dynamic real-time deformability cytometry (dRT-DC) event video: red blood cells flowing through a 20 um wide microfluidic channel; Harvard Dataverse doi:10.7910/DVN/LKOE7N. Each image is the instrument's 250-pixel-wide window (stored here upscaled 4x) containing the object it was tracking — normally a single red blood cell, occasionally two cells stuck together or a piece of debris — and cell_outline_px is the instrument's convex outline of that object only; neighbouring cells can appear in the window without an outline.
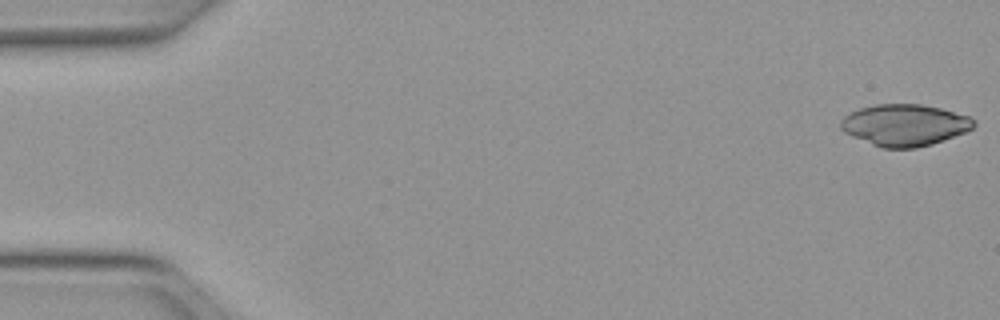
{"species": "Egyptian fruit bat (a non-hibernating species)", "species_latin": "Rousettus aegyptiacus", "temperature_condition": "warm", "stored_images_in_passage": 11, "camera_frame_rate_fps": 3000, "um_per_image_px": 0.085, "animal": {"sex": "female"}, "frame": {"image": 1, "passage_image": 1, "time_ms": 0.0, "image_size_px": [1000, 320], "cell_outline_px": [[976, 124], [972, 128], [964, 132], [932, 144], [916, 148], [880, 148], [852, 136], [844, 132], [840, 128], [840, 120], [844, 116], [860, 108], [876, 104], [920, 104], [940, 108], [972, 116], [976, 120]], "centroid_in_image_um": [76.9, 10.63], "position_along_channel_um": 8.1, "area_um2": 32.37}}